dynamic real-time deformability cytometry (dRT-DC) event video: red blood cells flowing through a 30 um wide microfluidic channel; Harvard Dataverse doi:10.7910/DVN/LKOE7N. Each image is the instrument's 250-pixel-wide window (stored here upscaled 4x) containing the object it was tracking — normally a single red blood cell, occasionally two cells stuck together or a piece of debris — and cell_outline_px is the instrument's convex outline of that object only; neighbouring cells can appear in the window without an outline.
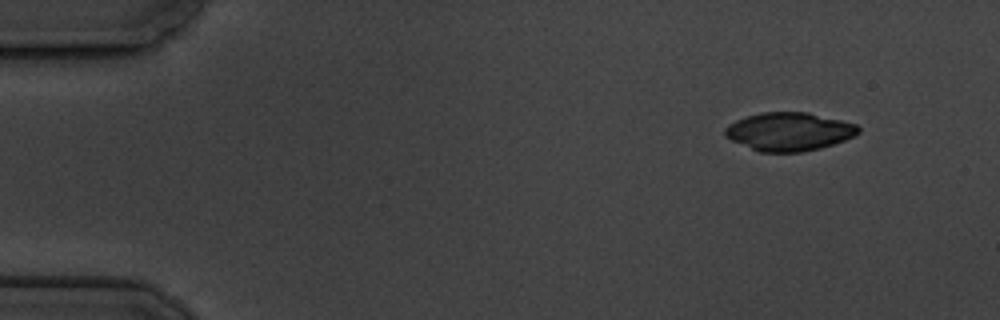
{"species": "common noctule bat (a hibernating species)", "species_latin": "Nyctalus noctula", "temperature_condition": "cold", "stored_images_in_passage": 4, "camera_frame_rate_fps": 3000, "um_per_image_px": 0.085, "animal": {"sex": "male", "body_mass_g": 19.5, "forearm_length_mm": 54.6}, "frame": {"image": 1, "passage_image": 1, "time_ms": 0.0, "image_size_px": [1000, 320], "cell_outline_px": [[860, 132], [844, 140], [820, 148], [800, 152], [760, 152], [732, 140], [724, 136], [724, 128], [728, 124], [736, 120], [748, 116], [764, 112], [808, 112], [856, 124], [860, 128]], "centroid_in_image_um": [67.05, 11.18], "position_along_channel_um": 17.9, "area_um2": 29.54}}